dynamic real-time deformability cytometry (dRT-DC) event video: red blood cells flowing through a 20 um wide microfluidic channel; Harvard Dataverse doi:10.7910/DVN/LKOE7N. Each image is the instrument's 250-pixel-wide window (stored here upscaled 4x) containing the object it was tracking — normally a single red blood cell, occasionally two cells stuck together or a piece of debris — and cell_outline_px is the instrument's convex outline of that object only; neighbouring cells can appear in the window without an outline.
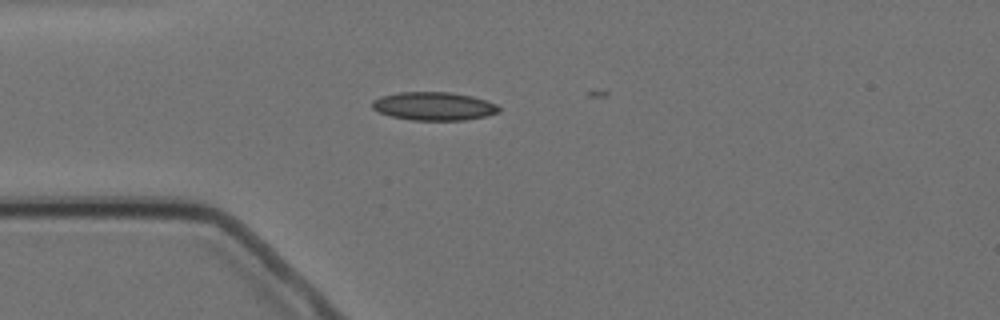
{"species": "Egyptian fruit bat (a non-hibernating species)", "species_latin": "Rousettus aegyptiacus", "temperature_condition": "cold", "stored_images_in_passage": 3, "camera_frame_rate_fps": 3000, "um_per_image_px": 0.085, "animal": {"sex": "female"}, "frame": {"image": 1, "passage_image": 1, "time_ms": 0.0, "image_size_px": [1000, 320], "cell_outline_px": [[500, 112], [484, 116], [464, 120], [412, 120], [392, 116], [380, 112], [372, 108], [372, 100], [380, 96], [400, 92], [452, 92], [472, 96], [488, 100], [496, 104], [500, 108]], "centroid_in_image_um": [36.89, 9.01], "position_along_channel_um": 48.1, "area_um2": 20.92}}